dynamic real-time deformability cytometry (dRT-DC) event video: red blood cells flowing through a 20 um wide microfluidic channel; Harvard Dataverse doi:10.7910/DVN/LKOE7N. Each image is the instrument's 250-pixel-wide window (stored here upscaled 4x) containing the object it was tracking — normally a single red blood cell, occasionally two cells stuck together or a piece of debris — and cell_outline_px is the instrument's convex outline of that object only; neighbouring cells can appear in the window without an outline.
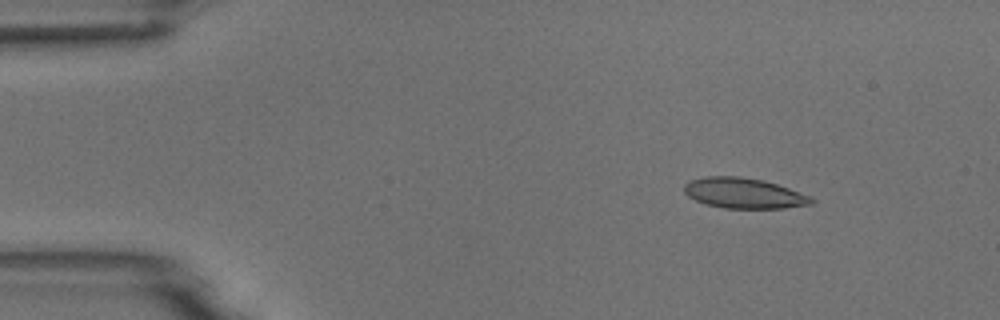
{"species": "common noctule bat (a hibernating species)", "species_latin": "Nyctalus noctula", "temperature_condition": "room temperature", "stored_images_in_passage": 6, "camera_frame_rate_fps": 3000, "um_per_image_px": 0.085, "animal": {"sex": "male", "body_mass_g": 18.8}, "frame": {"image": 1, "passage_image": 1, "time_ms": 0.0, "image_size_px": [1000, 320], "cell_outline_px": [[816, 200], [812, 204], [784, 208], [724, 208], [708, 204], [696, 200], [688, 196], [684, 192], [684, 184], [688, 180], [704, 176], [740, 176], [764, 180], [812, 196]], "centroid_in_image_um": [63.23, 16.41], "position_along_channel_um": 21.8, "area_um2": 22.66}}
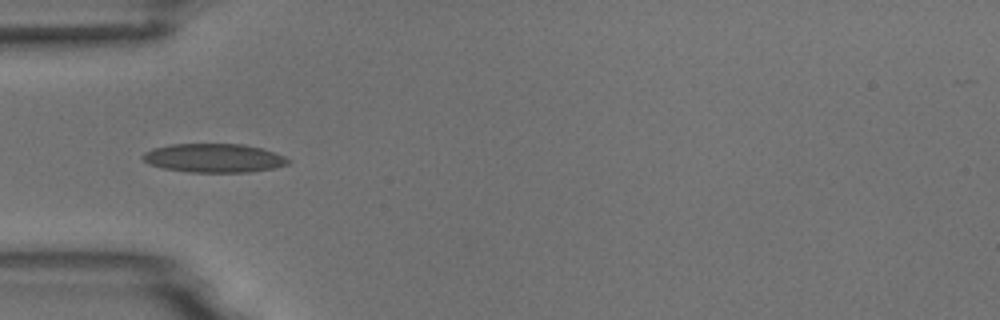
{"frame": {"image": 2, "passage_image": 4, "time_ms": 3.333, "image_size_px": [1000, 320], "cell_outline_px": [[292, 160], [288, 164], [272, 168], [248, 172], [188, 172], [164, 168], [148, 164], [140, 156], [144, 152], [152, 148], [172, 144], [244, 144], [260, 148], [284, 156]], "centroid_in_image_um": [18.15, 13.43], "position_along_channel_um": 66.9, "area_um2": 24.33}}